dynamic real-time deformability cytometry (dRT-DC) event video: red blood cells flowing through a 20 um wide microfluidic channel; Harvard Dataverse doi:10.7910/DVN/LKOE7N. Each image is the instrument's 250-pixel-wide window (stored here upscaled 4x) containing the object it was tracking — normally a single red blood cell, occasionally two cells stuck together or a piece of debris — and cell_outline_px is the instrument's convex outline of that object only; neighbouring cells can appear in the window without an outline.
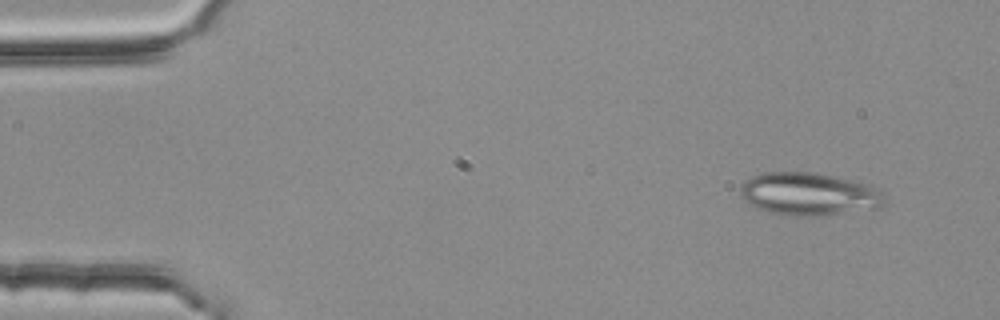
{"species": "common noctule bat (a hibernating species)", "species_latin": "Nyctalus noctula", "temperature_condition": "room temperature", "stored_images_in_passage": 3, "camera_frame_rate_fps": 3000, "um_per_image_px": 0.085, "animal": {"sex": "female", "body_mass_g": 25.1}, "frame": {"image": 1, "passage_image": 1, "time_ms": 0.0, "image_size_px": [1000, 320], "cell_outline_px": [[888, 200], [880, 208], [816, 216], [780, 216], [756, 208], [740, 196], [740, 188], [744, 180], [760, 172], [816, 172], [836, 176], [868, 184], [876, 188]], "centroid_in_image_um": [68.75, 16.49], "position_along_channel_um": 16.3, "area_um2": 36.53}}